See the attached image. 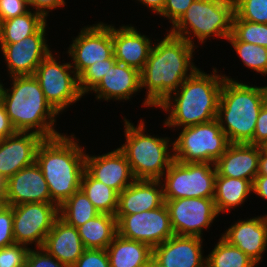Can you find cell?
<instances>
[{
  "label": "cell",
  "mask_w": 267,
  "mask_h": 267,
  "mask_svg": "<svg viewBox=\"0 0 267 267\" xmlns=\"http://www.w3.org/2000/svg\"><path fill=\"white\" fill-rule=\"evenodd\" d=\"M25 267H70L49 255L43 248H30L25 259Z\"/></svg>",
  "instance_id": "39"
},
{
  "label": "cell",
  "mask_w": 267,
  "mask_h": 267,
  "mask_svg": "<svg viewBox=\"0 0 267 267\" xmlns=\"http://www.w3.org/2000/svg\"><path fill=\"white\" fill-rule=\"evenodd\" d=\"M265 140H267V101L263 104L256 121L253 144L259 146Z\"/></svg>",
  "instance_id": "44"
},
{
  "label": "cell",
  "mask_w": 267,
  "mask_h": 267,
  "mask_svg": "<svg viewBox=\"0 0 267 267\" xmlns=\"http://www.w3.org/2000/svg\"><path fill=\"white\" fill-rule=\"evenodd\" d=\"M122 119L126 140L118 148L126 156L133 176L135 179L160 180L174 160L172 138L148 134V122L144 118L137 125L125 116Z\"/></svg>",
  "instance_id": "6"
},
{
  "label": "cell",
  "mask_w": 267,
  "mask_h": 267,
  "mask_svg": "<svg viewBox=\"0 0 267 267\" xmlns=\"http://www.w3.org/2000/svg\"><path fill=\"white\" fill-rule=\"evenodd\" d=\"M253 194L267 201V175H257L252 183Z\"/></svg>",
  "instance_id": "46"
},
{
  "label": "cell",
  "mask_w": 267,
  "mask_h": 267,
  "mask_svg": "<svg viewBox=\"0 0 267 267\" xmlns=\"http://www.w3.org/2000/svg\"><path fill=\"white\" fill-rule=\"evenodd\" d=\"M42 248L59 262L72 267L85 250L76 227L69 225L60 217L56 219L47 234Z\"/></svg>",
  "instance_id": "25"
},
{
  "label": "cell",
  "mask_w": 267,
  "mask_h": 267,
  "mask_svg": "<svg viewBox=\"0 0 267 267\" xmlns=\"http://www.w3.org/2000/svg\"><path fill=\"white\" fill-rule=\"evenodd\" d=\"M206 265L208 267H258L238 247L231 245L222 236L207 255Z\"/></svg>",
  "instance_id": "31"
},
{
  "label": "cell",
  "mask_w": 267,
  "mask_h": 267,
  "mask_svg": "<svg viewBox=\"0 0 267 267\" xmlns=\"http://www.w3.org/2000/svg\"><path fill=\"white\" fill-rule=\"evenodd\" d=\"M74 133L44 138L36 152V164L48 184L52 203L60 207L80 190L86 148Z\"/></svg>",
  "instance_id": "3"
},
{
  "label": "cell",
  "mask_w": 267,
  "mask_h": 267,
  "mask_svg": "<svg viewBox=\"0 0 267 267\" xmlns=\"http://www.w3.org/2000/svg\"><path fill=\"white\" fill-rule=\"evenodd\" d=\"M138 2L139 5L141 4L144 7H147L148 10L151 11V13H154L153 15H159L166 4V0H135V2Z\"/></svg>",
  "instance_id": "47"
},
{
  "label": "cell",
  "mask_w": 267,
  "mask_h": 267,
  "mask_svg": "<svg viewBox=\"0 0 267 267\" xmlns=\"http://www.w3.org/2000/svg\"><path fill=\"white\" fill-rule=\"evenodd\" d=\"M47 21L39 12L27 13L0 23V44H10L35 34Z\"/></svg>",
  "instance_id": "29"
},
{
  "label": "cell",
  "mask_w": 267,
  "mask_h": 267,
  "mask_svg": "<svg viewBox=\"0 0 267 267\" xmlns=\"http://www.w3.org/2000/svg\"><path fill=\"white\" fill-rule=\"evenodd\" d=\"M5 180L0 176V196L4 195V190H5Z\"/></svg>",
  "instance_id": "50"
},
{
  "label": "cell",
  "mask_w": 267,
  "mask_h": 267,
  "mask_svg": "<svg viewBox=\"0 0 267 267\" xmlns=\"http://www.w3.org/2000/svg\"><path fill=\"white\" fill-rule=\"evenodd\" d=\"M203 241L200 237L174 234L153 248V256L166 267H204L207 256Z\"/></svg>",
  "instance_id": "22"
},
{
  "label": "cell",
  "mask_w": 267,
  "mask_h": 267,
  "mask_svg": "<svg viewBox=\"0 0 267 267\" xmlns=\"http://www.w3.org/2000/svg\"><path fill=\"white\" fill-rule=\"evenodd\" d=\"M165 204L175 235L203 238L219 216L213 198H178Z\"/></svg>",
  "instance_id": "14"
},
{
  "label": "cell",
  "mask_w": 267,
  "mask_h": 267,
  "mask_svg": "<svg viewBox=\"0 0 267 267\" xmlns=\"http://www.w3.org/2000/svg\"><path fill=\"white\" fill-rule=\"evenodd\" d=\"M201 69L198 68L157 107L167 114L163 120L164 128L180 131V128L216 119L225 77L216 67L210 74Z\"/></svg>",
  "instance_id": "2"
},
{
  "label": "cell",
  "mask_w": 267,
  "mask_h": 267,
  "mask_svg": "<svg viewBox=\"0 0 267 267\" xmlns=\"http://www.w3.org/2000/svg\"><path fill=\"white\" fill-rule=\"evenodd\" d=\"M216 168L211 163H183L173 160L160 179L164 200L214 198Z\"/></svg>",
  "instance_id": "10"
},
{
  "label": "cell",
  "mask_w": 267,
  "mask_h": 267,
  "mask_svg": "<svg viewBox=\"0 0 267 267\" xmlns=\"http://www.w3.org/2000/svg\"><path fill=\"white\" fill-rule=\"evenodd\" d=\"M233 0H195L171 28L165 31L199 48L211 37L227 40L232 34ZM220 38V39H219ZM198 42H196V40Z\"/></svg>",
  "instance_id": "7"
},
{
  "label": "cell",
  "mask_w": 267,
  "mask_h": 267,
  "mask_svg": "<svg viewBox=\"0 0 267 267\" xmlns=\"http://www.w3.org/2000/svg\"><path fill=\"white\" fill-rule=\"evenodd\" d=\"M72 267H110L106 249H85Z\"/></svg>",
  "instance_id": "40"
},
{
  "label": "cell",
  "mask_w": 267,
  "mask_h": 267,
  "mask_svg": "<svg viewBox=\"0 0 267 267\" xmlns=\"http://www.w3.org/2000/svg\"><path fill=\"white\" fill-rule=\"evenodd\" d=\"M154 39L147 62L140 71L141 90H145L142 106L157 107L174 93L197 69L195 46L170 34Z\"/></svg>",
  "instance_id": "1"
},
{
  "label": "cell",
  "mask_w": 267,
  "mask_h": 267,
  "mask_svg": "<svg viewBox=\"0 0 267 267\" xmlns=\"http://www.w3.org/2000/svg\"><path fill=\"white\" fill-rule=\"evenodd\" d=\"M12 212L14 241L29 248H33L32 244L34 248H42L59 217V207L53 203H23L12 206Z\"/></svg>",
  "instance_id": "12"
},
{
  "label": "cell",
  "mask_w": 267,
  "mask_h": 267,
  "mask_svg": "<svg viewBox=\"0 0 267 267\" xmlns=\"http://www.w3.org/2000/svg\"><path fill=\"white\" fill-rule=\"evenodd\" d=\"M47 26L46 22L35 34L16 43L0 44L8 78L34 75L42 60L52 52L46 37V28L50 29Z\"/></svg>",
  "instance_id": "15"
},
{
  "label": "cell",
  "mask_w": 267,
  "mask_h": 267,
  "mask_svg": "<svg viewBox=\"0 0 267 267\" xmlns=\"http://www.w3.org/2000/svg\"><path fill=\"white\" fill-rule=\"evenodd\" d=\"M43 139L37 133L21 131L0 139V176L6 181L22 168L34 164Z\"/></svg>",
  "instance_id": "19"
},
{
  "label": "cell",
  "mask_w": 267,
  "mask_h": 267,
  "mask_svg": "<svg viewBox=\"0 0 267 267\" xmlns=\"http://www.w3.org/2000/svg\"><path fill=\"white\" fill-rule=\"evenodd\" d=\"M29 10L26 0H0V23L23 15Z\"/></svg>",
  "instance_id": "42"
},
{
  "label": "cell",
  "mask_w": 267,
  "mask_h": 267,
  "mask_svg": "<svg viewBox=\"0 0 267 267\" xmlns=\"http://www.w3.org/2000/svg\"><path fill=\"white\" fill-rule=\"evenodd\" d=\"M3 202H2V196H0V205L2 204Z\"/></svg>",
  "instance_id": "53"
},
{
  "label": "cell",
  "mask_w": 267,
  "mask_h": 267,
  "mask_svg": "<svg viewBox=\"0 0 267 267\" xmlns=\"http://www.w3.org/2000/svg\"><path fill=\"white\" fill-rule=\"evenodd\" d=\"M258 175H267V155L260 153Z\"/></svg>",
  "instance_id": "48"
},
{
  "label": "cell",
  "mask_w": 267,
  "mask_h": 267,
  "mask_svg": "<svg viewBox=\"0 0 267 267\" xmlns=\"http://www.w3.org/2000/svg\"><path fill=\"white\" fill-rule=\"evenodd\" d=\"M0 76H1V74H0ZM2 89H3V81L0 78V99H1Z\"/></svg>",
  "instance_id": "52"
},
{
  "label": "cell",
  "mask_w": 267,
  "mask_h": 267,
  "mask_svg": "<svg viewBox=\"0 0 267 267\" xmlns=\"http://www.w3.org/2000/svg\"><path fill=\"white\" fill-rule=\"evenodd\" d=\"M118 234L149 245L152 249L174 235L169 210L162 206L135 214H115Z\"/></svg>",
  "instance_id": "13"
},
{
  "label": "cell",
  "mask_w": 267,
  "mask_h": 267,
  "mask_svg": "<svg viewBox=\"0 0 267 267\" xmlns=\"http://www.w3.org/2000/svg\"><path fill=\"white\" fill-rule=\"evenodd\" d=\"M141 91L140 71L116 62L88 94L93 93L94 99L102 102L111 100L118 103L131 101Z\"/></svg>",
  "instance_id": "21"
},
{
  "label": "cell",
  "mask_w": 267,
  "mask_h": 267,
  "mask_svg": "<svg viewBox=\"0 0 267 267\" xmlns=\"http://www.w3.org/2000/svg\"><path fill=\"white\" fill-rule=\"evenodd\" d=\"M77 230L85 249H106L118 234L117 219L114 215L99 213Z\"/></svg>",
  "instance_id": "28"
},
{
  "label": "cell",
  "mask_w": 267,
  "mask_h": 267,
  "mask_svg": "<svg viewBox=\"0 0 267 267\" xmlns=\"http://www.w3.org/2000/svg\"><path fill=\"white\" fill-rule=\"evenodd\" d=\"M260 150L264 155H267V140H265L264 142H262L260 145Z\"/></svg>",
  "instance_id": "51"
},
{
  "label": "cell",
  "mask_w": 267,
  "mask_h": 267,
  "mask_svg": "<svg viewBox=\"0 0 267 267\" xmlns=\"http://www.w3.org/2000/svg\"><path fill=\"white\" fill-rule=\"evenodd\" d=\"M260 147L250 143H230L214 163L216 176L241 178L253 183L259 171Z\"/></svg>",
  "instance_id": "23"
},
{
  "label": "cell",
  "mask_w": 267,
  "mask_h": 267,
  "mask_svg": "<svg viewBox=\"0 0 267 267\" xmlns=\"http://www.w3.org/2000/svg\"><path fill=\"white\" fill-rule=\"evenodd\" d=\"M180 129L172 139L173 158L178 162L214 164L230 144L217 119Z\"/></svg>",
  "instance_id": "8"
},
{
  "label": "cell",
  "mask_w": 267,
  "mask_h": 267,
  "mask_svg": "<svg viewBox=\"0 0 267 267\" xmlns=\"http://www.w3.org/2000/svg\"><path fill=\"white\" fill-rule=\"evenodd\" d=\"M113 53L120 64L141 71L153 46L152 37L144 35L134 24H112Z\"/></svg>",
  "instance_id": "20"
},
{
  "label": "cell",
  "mask_w": 267,
  "mask_h": 267,
  "mask_svg": "<svg viewBox=\"0 0 267 267\" xmlns=\"http://www.w3.org/2000/svg\"><path fill=\"white\" fill-rule=\"evenodd\" d=\"M80 189L99 213L115 216L119 199V193L116 190L94 179L86 170L81 178Z\"/></svg>",
  "instance_id": "30"
},
{
  "label": "cell",
  "mask_w": 267,
  "mask_h": 267,
  "mask_svg": "<svg viewBox=\"0 0 267 267\" xmlns=\"http://www.w3.org/2000/svg\"><path fill=\"white\" fill-rule=\"evenodd\" d=\"M252 191V182L241 178L216 176L214 202L219 215L243 207ZM247 199V200H246Z\"/></svg>",
  "instance_id": "27"
},
{
  "label": "cell",
  "mask_w": 267,
  "mask_h": 267,
  "mask_svg": "<svg viewBox=\"0 0 267 267\" xmlns=\"http://www.w3.org/2000/svg\"><path fill=\"white\" fill-rule=\"evenodd\" d=\"M98 214L99 212L81 189L59 207V217L76 228Z\"/></svg>",
  "instance_id": "32"
},
{
  "label": "cell",
  "mask_w": 267,
  "mask_h": 267,
  "mask_svg": "<svg viewBox=\"0 0 267 267\" xmlns=\"http://www.w3.org/2000/svg\"><path fill=\"white\" fill-rule=\"evenodd\" d=\"M220 235L259 265L267 252V214L238 219Z\"/></svg>",
  "instance_id": "18"
},
{
  "label": "cell",
  "mask_w": 267,
  "mask_h": 267,
  "mask_svg": "<svg viewBox=\"0 0 267 267\" xmlns=\"http://www.w3.org/2000/svg\"><path fill=\"white\" fill-rule=\"evenodd\" d=\"M29 247L23 244H12L0 248V267H25Z\"/></svg>",
  "instance_id": "37"
},
{
  "label": "cell",
  "mask_w": 267,
  "mask_h": 267,
  "mask_svg": "<svg viewBox=\"0 0 267 267\" xmlns=\"http://www.w3.org/2000/svg\"><path fill=\"white\" fill-rule=\"evenodd\" d=\"M216 119L230 143L253 144L256 121L267 101V86L239 81L224 73Z\"/></svg>",
  "instance_id": "5"
},
{
  "label": "cell",
  "mask_w": 267,
  "mask_h": 267,
  "mask_svg": "<svg viewBox=\"0 0 267 267\" xmlns=\"http://www.w3.org/2000/svg\"><path fill=\"white\" fill-rule=\"evenodd\" d=\"M9 79L11 86L3 84L0 101L16 131L34 132L43 138L63 134L56 129L60 115L47 102L38 80L33 75Z\"/></svg>",
  "instance_id": "4"
},
{
  "label": "cell",
  "mask_w": 267,
  "mask_h": 267,
  "mask_svg": "<svg viewBox=\"0 0 267 267\" xmlns=\"http://www.w3.org/2000/svg\"><path fill=\"white\" fill-rule=\"evenodd\" d=\"M237 18L267 24V0H233Z\"/></svg>",
  "instance_id": "36"
},
{
  "label": "cell",
  "mask_w": 267,
  "mask_h": 267,
  "mask_svg": "<svg viewBox=\"0 0 267 267\" xmlns=\"http://www.w3.org/2000/svg\"><path fill=\"white\" fill-rule=\"evenodd\" d=\"M193 1L195 0H166L165 7L159 16L169 20V24L173 26L187 11Z\"/></svg>",
  "instance_id": "41"
},
{
  "label": "cell",
  "mask_w": 267,
  "mask_h": 267,
  "mask_svg": "<svg viewBox=\"0 0 267 267\" xmlns=\"http://www.w3.org/2000/svg\"><path fill=\"white\" fill-rule=\"evenodd\" d=\"M28 4L30 9L41 13L46 19L51 11L67 6L66 0H29Z\"/></svg>",
  "instance_id": "43"
},
{
  "label": "cell",
  "mask_w": 267,
  "mask_h": 267,
  "mask_svg": "<svg viewBox=\"0 0 267 267\" xmlns=\"http://www.w3.org/2000/svg\"><path fill=\"white\" fill-rule=\"evenodd\" d=\"M54 53L52 51L42 60L33 76L38 80L47 102L61 116L84 95L80 91L78 76L71 62H64V59L60 61L58 51Z\"/></svg>",
  "instance_id": "9"
},
{
  "label": "cell",
  "mask_w": 267,
  "mask_h": 267,
  "mask_svg": "<svg viewBox=\"0 0 267 267\" xmlns=\"http://www.w3.org/2000/svg\"><path fill=\"white\" fill-rule=\"evenodd\" d=\"M165 203L160 180L136 179L119 193L116 214H135L150 211Z\"/></svg>",
  "instance_id": "24"
},
{
  "label": "cell",
  "mask_w": 267,
  "mask_h": 267,
  "mask_svg": "<svg viewBox=\"0 0 267 267\" xmlns=\"http://www.w3.org/2000/svg\"><path fill=\"white\" fill-rule=\"evenodd\" d=\"M85 170L94 179L118 193L136 180L126 156L119 148L101 155L89 154L86 151Z\"/></svg>",
  "instance_id": "17"
},
{
  "label": "cell",
  "mask_w": 267,
  "mask_h": 267,
  "mask_svg": "<svg viewBox=\"0 0 267 267\" xmlns=\"http://www.w3.org/2000/svg\"><path fill=\"white\" fill-rule=\"evenodd\" d=\"M116 59L114 55L107 60H103L102 62H95L86 68L79 76H78V84L81 93L86 96L88 93L102 80V78L106 75L108 69L111 68L112 65L116 63Z\"/></svg>",
  "instance_id": "35"
},
{
  "label": "cell",
  "mask_w": 267,
  "mask_h": 267,
  "mask_svg": "<svg viewBox=\"0 0 267 267\" xmlns=\"http://www.w3.org/2000/svg\"><path fill=\"white\" fill-rule=\"evenodd\" d=\"M227 43L236 52L243 66L255 74L267 77V48L252 43L239 41L233 34L227 38Z\"/></svg>",
  "instance_id": "33"
},
{
  "label": "cell",
  "mask_w": 267,
  "mask_h": 267,
  "mask_svg": "<svg viewBox=\"0 0 267 267\" xmlns=\"http://www.w3.org/2000/svg\"><path fill=\"white\" fill-rule=\"evenodd\" d=\"M83 26L67 47L65 53L71 60L77 76L95 62L110 59L113 53L112 24L103 21Z\"/></svg>",
  "instance_id": "11"
},
{
  "label": "cell",
  "mask_w": 267,
  "mask_h": 267,
  "mask_svg": "<svg viewBox=\"0 0 267 267\" xmlns=\"http://www.w3.org/2000/svg\"><path fill=\"white\" fill-rule=\"evenodd\" d=\"M232 34L239 41L267 48V24L249 22L234 15Z\"/></svg>",
  "instance_id": "34"
},
{
  "label": "cell",
  "mask_w": 267,
  "mask_h": 267,
  "mask_svg": "<svg viewBox=\"0 0 267 267\" xmlns=\"http://www.w3.org/2000/svg\"><path fill=\"white\" fill-rule=\"evenodd\" d=\"M110 267H147L153 249L142 242L115 236L106 248Z\"/></svg>",
  "instance_id": "26"
},
{
  "label": "cell",
  "mask_w": 267,
  "mask_h": 267,
  "mask_svg": "<svg viewBox=\"0 0 267 267\" xmlns=\"http://www.w3.org/2000/svg\"><path fill=\"white\" fill-rule=\"evenodd\" d=\"M15 244L13 238L12 206L0 205V248Z\"/></svg>",
  "instance_id": "38"
},
{
  "label": "cell",
  "mask_w": 267,
  "mask_h": 267,
  "mask_svg": "<svg viewBox=\"0 0 267 267\" xmlns=\"http://www.w3.org/2000/svg\"><path fill=\"white\" fill-rule=\"evenodd\" d=\"M16 132L17 131L12 125L3 103L0 101V139L11 136Z\"/></svg>",
  "instance_id": "45"
},
{
  "label": "cell",
  "mask_w": 267,
  "mask_h": 267,
  "mask_svg": "<svg viewBox=\"0 0 267 267\" xmlns=\"http://www.w3.org/2000/svg\"><path fill=\"white\" fill-rule=\"evenodd\" d=\"M2 202L9 206L31 202L52 203L48 184L36 162L6 180Z\"/></svg>",
  "instance_id": "16"
},
{
  "label": "cell",
  "mask_w": 267,
  "mask_h": 267,
  "mask_svg": "<svg viewBox=\"0 0 267 267\" xmlns=\"http://www.w3.org/2000/svg\"><path fill=\"white\" fill-rule=\"evenodd\" d=\"M147 267H166L165 265L161 264L153 255L150 258V261Z\"/></svg>",
  "instance_id": "49"
}]
</instances>
